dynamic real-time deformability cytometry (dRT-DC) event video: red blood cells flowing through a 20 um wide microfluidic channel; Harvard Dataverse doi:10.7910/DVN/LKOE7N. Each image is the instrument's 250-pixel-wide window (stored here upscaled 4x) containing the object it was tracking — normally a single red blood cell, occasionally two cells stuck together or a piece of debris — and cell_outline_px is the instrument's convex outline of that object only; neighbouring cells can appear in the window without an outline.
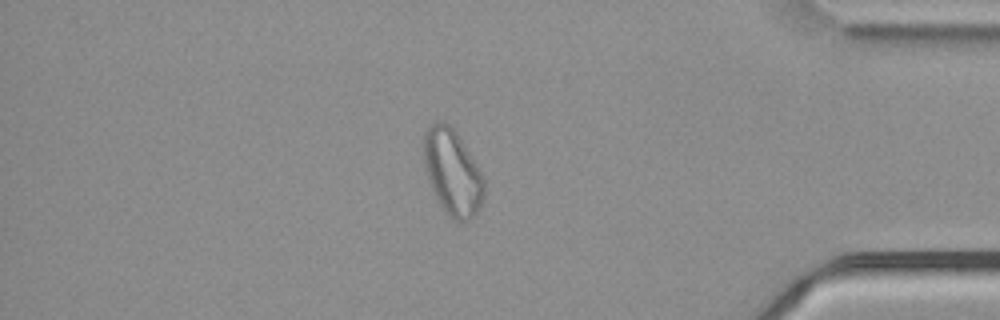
{"species": "common noctule bat (a hibernating species)", "species_latin": "Nyctalus noctula", "temperature_condition": "cold", "stored_images_in_passage": 55, "camera_frame_rate_fps": 3000, "um_per_image_px": 0.085, "animal": {"sex": "male", "body_mass_g": 21.5, "forearm_length_mm": 52.0}, "frame": {"image": 1, "passage_image": 47, "time_ms": 15.333, "image_size_px": [1000, 320], "cell_outline_px": [[484, 196], [480, 208], [468, 220], [460, 224], [444, 212], [432, 188], [424, 164], [424, 132], [436, 120], [444, 120], [456, 132], [484, 176]], "centroid_in_image_um": [38.47, 14.65], "position_along_channel_um": 396.7, "area_um2": 30.0}, "authors_computed_cell_mechanics": {"area_um2": 29.9982, "velocity_mm_per_s": 3.7339, "shape_relaxation_time_tau1_ms": null, "shape_relaxation_time_tau2_ms": 2.5314, "deformation_change_tau1": null, "deformation_change_tau2": 0.0909}}